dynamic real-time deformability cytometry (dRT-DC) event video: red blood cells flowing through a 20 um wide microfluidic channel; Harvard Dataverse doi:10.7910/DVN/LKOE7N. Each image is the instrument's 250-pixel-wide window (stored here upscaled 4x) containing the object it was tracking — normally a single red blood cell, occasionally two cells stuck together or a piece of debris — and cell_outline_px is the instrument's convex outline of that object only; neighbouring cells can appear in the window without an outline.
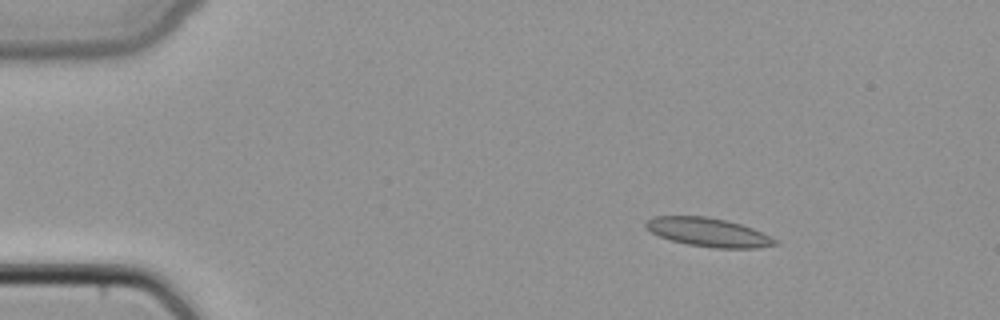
{"species": "common noctule bat (a hibernating species)", "species_latin": "Nyctalus noctula", "temperature_condition": "cold", "stored_images_in_passage": 42, "camera_frame_rate_fps": 3000, "um_per_image_px": 0.085, "animal": {"sex": "female", "body_mass_g": 22.7, "forearm_length_mm": 54.2}, "frame": {"image": 1, "passage_image": 1, "time_ms": 0.0, "image_size_px": [1000, 320], "cell_outline_px": [[780, 244], [756, 248], [716, 248], [688, 244], [672, 240], [660, 236], [652, 232], [644, 224], [652, 216], [708, 216], [728, 220], [752, 228], [772, 236]], "centroid_in_image_um": [60.25, 19.73], "position_along_channel_um": 24.7, "area_um2": 21.56}}
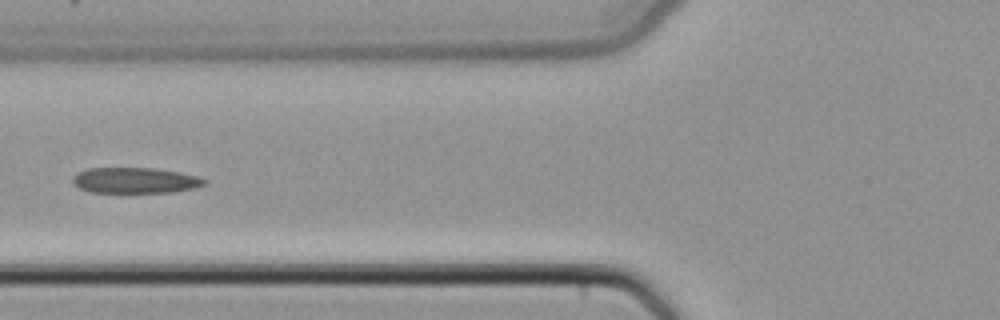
{"frame": {"image": 2, "passage_image": 13, "time_ms": 4.0, "image_size_px": [1000, 320], "cell_outline_px": [[208, 180], [204, 184], [196, 188], [172, 192], [92, 192], [80, 188], [72, 180], [72, 176], [76, 172], [88, 168], [156, 168], [180, 172], [200, 176]], "centroid_in_image_um": [11.52, 15.32], "position_along_channel_um": 114.3, "area_um2": 19.83}}
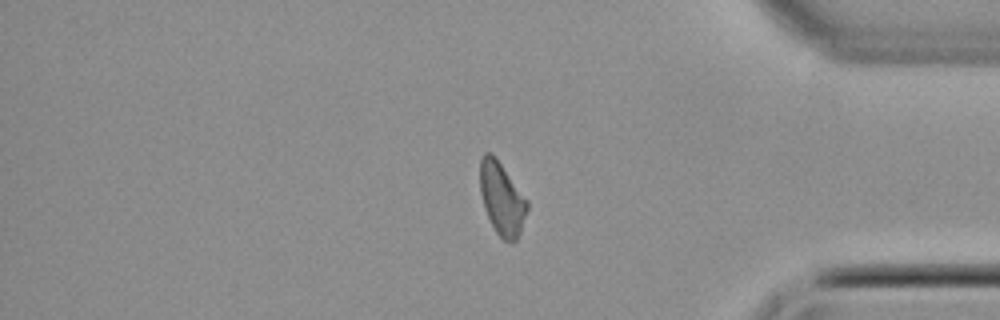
{"frame": {"image": 3, "passage_image": 34, "time_ms": 11.0, "image_size_px": [1000, 320], "cell_outline_px": [[528, 208], [520, 232], [516, 240], [512, 244], [504, 240], [496, 232], [484, 208], [480, 192], [480, 156], [484, 152], [492, 152], [528, 200]], "centroid_in_image_um": [42.65, 16.87], "position_along_channel_um": 392.6, "area_um2": 20.0}}